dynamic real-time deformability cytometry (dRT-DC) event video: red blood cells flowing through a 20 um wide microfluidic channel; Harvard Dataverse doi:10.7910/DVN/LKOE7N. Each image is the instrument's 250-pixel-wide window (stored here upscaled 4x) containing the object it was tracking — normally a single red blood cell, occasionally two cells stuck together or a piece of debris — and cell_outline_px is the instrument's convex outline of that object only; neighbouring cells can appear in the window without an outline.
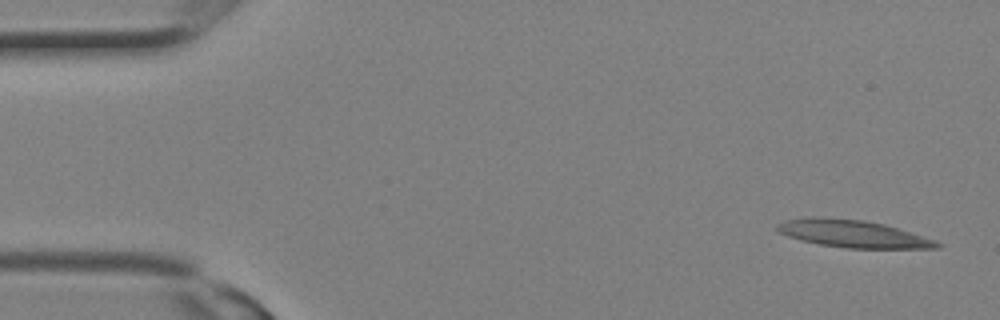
{"species": "Egyptian fruit bat (a non-hibernating species)", "species_latin": "Rousettus aegyptiacus", "temperature_condition": "room temperature", "stored_images_in_passage": 7, "camera_frame_rate_fps": 3000, "um_per_image_px": 0.085, "animal": {"sex": "female"}, "frame": {"image": 1, "passage_image": 1, "time_ms": 0.0, "image_size_px": [1000, 320], "cell_outline_px": [[944, 244], [940, 248], [844, 248], [820, 244], [800, 240], [788, 236], [780, 232], [776, 228], [776, 224], [784, 220], [804, 216], [812, 216], [864, 220], [884, 224], [936, 240]], "centroid_in_image_um": [72.47, 19.86], "position_along_channel_um": 12.5, "area_um2": 25.61}}